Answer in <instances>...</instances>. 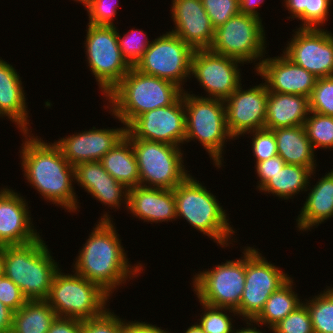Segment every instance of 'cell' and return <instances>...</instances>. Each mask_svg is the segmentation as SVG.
Listing matches in <instances>:
<instances>
[{
  "mask_svg": "<svg viewBox=\"0 0 333 333\" xmlns=\"http://www.w3.org/2000/svg\"><path fill=\"white\" fill-rule=\"evenodd\" d=\"M24 87L15 68L0 59V117H8L20 132L29 131L28 110Z\"/></svg>",
  "mask_w": 333,
  "mask_h": 333,
  "instance_id": "obj_24",
  "label": "cell"
},
{
  "mask_svg": "<svg viewBox=\"0 0 333 333\" xmlns=\"http://www.w3.org/2000/svg\"><path fill=\"white\" fill-rule=\"evenodd\" d=\"M121 319L106 309L100 316L82 321V333H121Z\"/></svg>",
  "mask_w": 333,
  "mask_h": 333,
  "instance_id": "obj_42",
  "label": "cell"
},
{
  "mask_svg": "<svg viewBox=\"0 0 333 333\" xmlns=\"http://www.w3.org/2000/svg\"><path fill=\"white\" fill-rule=\"evenodd\" d=\"M28 209L23 196L8 187L0 189V246L23 245L40 237Z\"/></svg>",
  "mask_w": 333,
  "mask_h": 333,
  "instance_id": "obj_18",
  "label": "cell"
},
{
  "mask_svg": "<svg viewBox=\"0 0 333 333\" xmlns=\"http://www.w3.org/2000/svg\"><path fill=\"white\" fill-rule=\"evenodd\" d=\"M315 297V298H314ZM303 303L307 306L314 333H333V288Z\"/></svg>",
  "mask_w": 333,
  "mask_h": 333,
  "instance_id": "obj_33",
  "label": "cell"
},
{
  "mask_svg": "<svg viewBox=\"0 0 333 333\" xmlns=\"http://www.w3.org/2000/svg\"><path fill=\"white\" fill-rule=\"evenodd\" d=\"M4 268V246H0V277L3 275Z\"/></svg>",
  "mask_w": 333,
  "mask_h": 333,
  "instance_id": "obj_51",
  "label": "cell"
},
{
  "mask_svg": "<svg viewBox=\"0 0 333 333\" xmlns=\"http://www.w3.org/2000/svg\"><path fill=\"white\" fill-rule=\"evenodd\" d=\"M184 107L186 112L184 143L198 139L213 160L214 166L220 168L223 164L222 151L225 140H235L227 128L225 102L196 96L184 90Z\"/></svg>",
  "mask_w": 333,
  "mask_h": 333,
  "instance_id": "obj_6",
  "label": "cell"
},
{
  "mask_svg": "<svg viewBox=\"0 0 333 333\" xmlns=\"http://www.w3.org/2000/svg\"><path fill=\"white\" fill-rule=\"evenodd\" d=\"M278 155L286 164L316 169L315 150L304 125L273 129Z\"/></svg>",
  "mask_w": 333,
  "mask_h": 333,
  "instance_id": "obj_27",
  "label": "cell"
},
{
  "mask_svg": "<svg viewBox=\"0 0 333 333\" xmlns=\"http://www.w3.org/2000/svg\"><path fill=\"white\" fill-rule=\"evenodd\" d=\"M205 310L203 315L198 319V324L205 333H234V325L232 324V316L229 317V311L235 315L237 312L230 308L213 307L200 302ZM232 322V323H231Z\"/></svg>",
  "mask_w": 333,
  "mask_h": 333,
  "instance_id": "obj_35",
  "label": "cell"
},
{
  "mask_svg": "<svg viewBox=\"0 0 333 333\" xmlns=\"http://www.w3.org/2000/svg\"><path fill=\"white\" fill-rule=\"evenodd\" d=\"M285 164L286 163L279 155L257 162L255 164V171L260 179L256 186L257 189H260L272 176L277 174Z\"/></svg>",
  "mask_w": 333,
  "mask_h": 333,
  "instance_id": "obj_44",
  "label": "cell"
},
{
  "mask_svg": "<svg viewBox=\"0 0 333 333\" xmlns=\"http://www.w3.org/2000/svg\"><path fill=\"white\" fill-rule=\"evenodd\" d=\"M310 167L299 165L285 164L277 174L272 176L259 191L271 193L284 200L291 199L301 191H307L310 186V180L314 175ZM308 185V186H307ZM307 189V190H306Z\"/></svg>",
  "mask_w": 333,
  "mask_h": 333,
  "instance_id": "obj_29",
  "label": "cell"
},
{
  "mask_svg": "<svg viewBox=\"0 0 333 333\" xmlns=\"http://www.w3.org/2000/svg\"><path fill=\"white\" fill-rule=\"evenodd\" d=\"M309 188L305 203L297 216V230L307 231L333 217V171L322 176Z\"/></svg>",
  "mask_w": 333,
  "mask_h": 333,
  "instance_id": "obj_26",
  "label": "cell"
},
{
  "mask_svg": "<svg viewBox=\"0 0 333 333\" xmlns=\"http://www.w3.org/2000/svg\"><path fill=\"white\" fill-rule=\"evenodd\" d=\"M117 26L87 25L85 54L90 71L106 96L132 68L120 51Z\"/></svg>",
  "mask_w": 333,
  "mask_h": 333,
  "instance_id": "obj_9",
  "label": "cell"
},
{
  "mask_svg": "<svg viewBox=\"0 0 333 333\" xmlns=\"http://www.w3.org/2000/svg\"><path fill=\"white\" fill-rule=\"evenodd\" d=\"M112 222L108 213L101 216L80 249L74 261L75 271H72L96 283L109 296H112L117 286L119 288L128 278L131 280L133 276L138 277L136 274L144 270L141 263L134 267L129 264Z\"/></svg>",
  "mask_w": 333,
  "mask_h": 333,
  "instance_id": "obj_1",
  "label": "cell"
},
{
  "mask_svg": "<svg viewBox=\"0 0 333 333\" xmlns=\"http://www.w3.org/2000/svg\"><path fill=\"white\" fill-rule=\"evenodd\" d=\"M234 333H246V327L242 328V329H237V330H235Z\"/></svg>",
  "mask_w": 333,
  "mask_h": 333,
  "instance_id": "obj_52",
  "label": "cell"
},
{
  "mask_svg": "<svg viewBox=\"0 0 333 333\" xmlns=\"http://www.w3.org/2000/svg\"><path fill=\"white\" fill-rule=\"evenodd\" d=\"M74 1H77V3H82L84 0H74Z\"/></svg>",
  "mask_w": 333,
  "mask_h": 333,
  "instance_id": "obj_53",
  "label": "cell"
},
{
  "mask_svg": "<svg viewBox=\"0 0 333 333\" xmlns=\"http://www.w3.org/2000/svg\"><path fill=\"white\" fill-rule=\"evenodd\" d=\"M182 93L176 84L132 67L105 99L109 113L127 127L141 114L173 104Z\"/></svg>",
  "mask_w": 333,
  "mask_h": 333,
  "instance_id": "obj_3",
  "label": "cell"
},
{
  "mask_svg": "<svg viewBox=\"0 0 333 333\" xmlns=\"http://www.w3.org/2000/svg\"><path fill=\"white\" fill-rule=\"evenodd\" d=\"M214 29L240 13L239 0H202Z\"/></svg>",
  "mask_w": 333,
  "mask_h": 333,
  "instance_id": "obj_40",
  "label": "cell"
},
{
  "mask_svg": "<svg viewBox=\"0 0 333 333\" xmlns=\"http://www.w3.org/2000/svg\"><path fill=\"white\" fill-rule=\"evenodd\" d=\"M185 333H205V332L198 323H195L194 325L190 326L185 331Z\"/></svg>",
  "mask_w": 333,
  "mask_h": 333,
  "instance_id": "obj_50",
  "label": "cell"
},
{
  "mask_svg": "<svg viewBox=\"0 0 333 333\" xmlns=\"http://www.w3.org/2000/svg\"><path fill=\"white\" fill-rule=\"evenodd\" d=\"M83 6L88 12L89 23L96 26H115L118 0H84Z\"/></svg>",
  "mask_w": 333,
  "mask_h": 333,
  "instance_id": "obj_39",
  "label": "cell"
},
{
  "mask_svg": "<svg viewBox=\"0 0 333 333\" xmlns=\"http://www.w3.org/2000/svg\"><path fill=\"white\" fill-rule=\"evenodd\" d=\"M283 55L317 78L333 76V34L325 29L297 28Z\"/></svg>",
  "mask_w": 333,
  "mask_h": 333,
  "instance_id": "obj_16",
  "label": "cell"
},
{
  "mask_svg": "<svg viewBox=\"0 0 333 333\" xmlns=\"http://www.w3.org/2000/svg\"><path fill=\"white\" fill-rule=\"evenodd\" d=\"M309 103L310 111L333 116V76L317 79Z\"/></svg>",
  "mask_w": 333,
  "mask_h": 333,
  "instance_id": "obj_37",
  "label": "cell"
},
{
  "mask_svg": "<svg viewBox=\"0 0 333 333\" xmlns=\"http://www.w3.org/2000/svg\"><path fill=\"white\" fill-rule=\"evenodd\" d=\"M249 133L253 135L251 150L256 159V163L278 155L277 143L273 130L263 128L245 134L249 135Z\"/></svg>",
  "mask_w": 333,
  "mask_h": 333,
  "instance_id": "obj_41",
  "label": "cell"
},
{
  "mask_svg": "<svg viewBox=\"0 0 333 333\" xmlns=\"http://www.w3.org/2000/svg\"><path fill=\"white\" fill-rule=\"evenodd\" d=\"M271 330L273 333H314L307 306L302 303Z\"/></svg>",
  "mask_w": 333,
  "mask_h": 333,
  "instance_id": "obj_38",
  "label": "cell"
},
{
  "mask_svg": "<svg viewBox=\"0 0 333 333\" xmlns=\"http://www.w3.org/2000/svg\"><path fill=\"white\" fill-rule=\"evenodd\" d=\"M0 301L13 312H16L28 300L13 281L2 275L0 277Z\"/></svg>",
  "mask_w": 333,
  "mask_h": 333,
  "instance_id": "obj_43",
  "label": "cell"
},
{
  "mask_svg": "<svg viewBox=\"0 0 333 333\" xmlns=\"http://www.w3.org/2000/svg\"><path fill=\"white\" fill-rule=\"evenodd\" d=\"M61 271L55 274L46 299L57 317L83 321L100 316L107 309L110 296L96 283L75 272Z\"/></svg>",
  "mask_w": 333,
  "mask_h": 333,
  "instance_id": "obj_7",
  "label": "cell"
},
{
  "mask_svg": "<svg viewBox=\"0 0 333 333\" xmlns=\"http://www.w3.org/2000/svg\"><path fill=\"white\" fill-rule=\"evenodd\" d=\"M293 283V279L290 277L270 295L263 310L254 319L255 324L258 326L259 324L260 326L263 324L269 325L270 330L303 303L302 300L300 301L298 294L292 289Z\"/></svg>",
  "mask_w": 333,
  "mask_h": 333,
  "instance_id": "obj_31",
  "label": "cell"
},
{
  "mask_svg": "<svg viewBox=\"0 0 333 333\" xmlns=\"http://www.w3.org/2000/svg\"><path fill=\"white\" fill-rule=\"evenodd\" d=\"M264 31L261 19L239 13L215 29L214 41L209 49L244 64L254 61L257 70L266 53ZM257 60L259 62L255 63Z\"/></svg>",
  "mask_w": 333,
  "mask_h": 333,
  "instance_id": "obj_10",
  "label": "cell"
},
{
  "mask_svg": "<svg viewBox=\"0 0 333 333\" xmlns=\"http://www.w3.org/2000/svg\"><path fill=\"white\" fill-rule=\"evenodd\" d=\"M127 210L144 222H170L177 219L173 189L136 186L128 189Z\"/></svg>",
  "mask_w": 333,
  "mask_h": 333,
  "instance_id": "obj_23",
  "label": "cell"
},
{
  "mask_svg": "<svg viewBox=\"0 0 333 333\" xmlns=\"http://www.w3.org/2000/svg\"><path fill=\"white\" fill-rule=\"evenodd\" d=\"M104 169L128 189L140 183L139 169L131 141L124 136L100 160Z\"/></svg>",
  "mask_w": 333,
  "mask_h": 333,
  "instance_id": "obj_28",
  "label": "cell"
},
{
  "mask_svg": "<svg viewBox=\"0 0 333 333\" xmlns=\"http://www.w3.org/2000/svg\"><path fill=\"white\" fill-rule=\"evenodd\" d=\"M194 178L189 175L173 189L177 219L183 217L194 229L225 248L232 243L235 231L216 196Z\"/></svg>",
  "mask_w": 333,
  "mask_h": 333,
  "instance_id": "obj_5",
  "label": "cell"
},
{
  "mask_svg": "<svg viewBox=\"0 0 333 333\" xmlns=\"http://www.w3.org/2000/svg\"><path fill=\"white\" fill-rule=\"evenodd\" d=\"M333 0H284V6L291 17L302 20L299 28L320 29L328 21L330 5Z\"/></svg>",
  "mask_w": 333,
  "mask_h": 333,
  "instance_id": "obj_32",
  "label": "cell"
},
{
  "mask_svg": "<svg viewBox=\"0 0 333 333\" xmlns=\"http://www.w3.org/2000/svg\"><path fill=\"white\" fill-rule=\"evenodd\" d=\"M241 85L224 101L229 133L234 139L242 134L263 129L266 122L268 88L262 82L257 86L242 89Z\"/></svg>",
  "mask_w": 333,
  "mask_h": 333,
  "instance_id": "obj_17",
  "label": "cell"
},
{
  "mask_svg": "<svg viewBox=\"0 0 333 333\" xmlns=\"http://www.w3.org/2000/svg\"><path fill=\"white\" fill-rule=\"evenodd\" d=\"M74 178L80 187L105 206L120 209L118 207L125 201V209L128 208V188L115 180L100 161L78 163L74 166Z\"/></svg>",
  "mask_w": 333,
  "mask_h": 333,
  "instance_id": "obj_22",
  "label": "cell"
},
{
  "mask_svg": "<svg viewBox=\"0 0 333 333\" xmlns=\"http://www.w3.org/2000/svg\"><path fill=\"white\" fill-rule=\"evenodd\" d=\"M139 169L140 186L174 189L190 174L183 165L179 146L142 139H129Z\"/></svg>",
  "mask_w": 333,
  "mask_h": 333,
  "instance_id": "obj_8",
  "label": "cell"
},
{
  "mask_svg": "<svg viewBox=\"0 0 333 333\" xmlns=\"http://www.w3.org/2000/svg\"><path fill=\"white\" fill-rule=\"evenodd\" d=\"M246 321V323L248 324L247 326L248 327H246V333H264V331L262 332V331H259V329H257L255 326L254 327H252L253 326V323H254V320H250V319H248V320H245ZM252 325V326H251ZM251 326V327H250Z\"/></svg>",
  "mask_w": 333,
  "mask_h": 333,
  "instance_id": "obj_49",
  "label": "cell"
},
{
  "mask_svg": "<svg viewBox=\"0 0 333 333\" xmlns=\"http://www.w3.org/2000/svg\"><path fill=\"white\" fill-rule=\"evenodd\" d=\"M243 257L226 260L212 268L195 274L193 290L199 302L213 307L237 310L245 284V247Z\"/></svg>",
  "mask_w": 333,
  "mask_h": 333,
  "instance_id": "obj_12",
  "label": "cell"
},
{
  "mask_svg": "<svg viewBox=\"0 0 333 333\" xmlns=\"http://www.w3.org/2000/svg\"><path fill=\"white\" fill-rule=\"evenodd\" d=\"M59 269L41 236L27 244L4 246L3 275L21 289L27 300H46Z\"/></svg>",
  "mask_w": 333,
  "mask_h": 333,
  "instance_id": "obj_4",
  "label": "cell"
},
{
  "mask_svg": "<svg viewBox=\"0 0 333 333\" xmlns=\"http://www.w3.org/2000/svg\"><path fill=\"white\" fill-rule=\"evenodd\" d=\"M259 249L245 247V284L238 316L254 320L263 310L270 295L290 277L278 266L268 262Z\"/></svg>",
  "mask_w": 333,
  "mask_h": 333,
  "instance_id": "obj_13",
  "label": "cell"
},
{
  "mask_svg": "<svg viewBox=\"0 0 333 333\" xmlns=\"http://www.w3.org/2000/svg\"><path fill=\"white\" fill-rule=\"evenodd\" d=\"M126 135V126L116 129H89L60 138L55 143L73 166L81 162L100 161Z\"/></svg>",
  "mask_w": 333,
  "mask_h": 333,
  "instance_id": "obj_21",
  "label": "cell"
},
{
  "mask_svg": "<svg viewBox=\"0 0 333 333\" xmlns=\"http://www.w3.org/2000/svg\"><path fill=\"white\" fill-rule=\"evenodd\" d=\"M118 31L119 30L117 29V38L120 51L122 52V55L127 63L131 67H135V65L144 55V52L148 49L151 42L148 41V37H145L147 34L143 30H134L133 28L131 31H128L126 34H124L123 37L121 34L119 35Z\"/></svg>",
  "mask_w": 333,
  "mask_h": 333,
  "instance_id": "obj_36",
  "label": "cell"
},
{
  "mask_svg": "<svg viewBox=\"0 0 333 333\" xmlns=\"http://www.w3.org/2000/svg\"><path fill=\"white\" fill-rule=\"evenodd\" d=\"M309 113L308 97L268 91L264 128L273 130L304 125Z\"/></svg>",
  "mask_w": 333,
  "mask_h": 333,
  "instance_id": "obj_25",
  "label": "cell"
},
{
  "mask_svg": "<svg viewBox=\"0 0 333 333\" xmlns=\"http://www.w3.org/2000/svg\"><path fill=\"white\" fill-rule=\"evenodd\" d=\"M256 73L264 79L268 91L310 97L317 77L291 62L283 54L263 58Z\"/></svg>",
  "mask_w": 333,
  "mask_h": 333,
  "instance_id": "obj_20",
  "label": "cell"
},
{
  "mask_svg": "<svg viewBox=\"0 0 333 333\" xmlns=\"http://www.w3.org/2000/svg\"><path fill=\"white\" fill-rule=\"evenodd\" d=\"M170 11L175 24L172 33L194 50L212 46L215 29L202 0H172Z\"/></svg>",
  "mask_w": 333,
  "mask_h": 333,
  "instance_id": "obj_19",
  "label": "cell"
},
{
  "mask_svg": "<svg viewBox=\"0 0 333 333\" xmlns=\"http://www.w3.org/2000/svg\"><path fill=\"white\" fill-rule=\"evenodd\" d=\"M47 333H82V321L73 318L56 317Z\"/></svg>",
  "mask_w": 333,
  "mask_h": 333,
  "instance_id": "obj_45",
  "label": "cell"
},
{
  "mask_svg": "<svg viewBox=\"0 0 333 333\" xmlns=\"http://www.w3.org/2000/svg\"><path fill=\"white\" fill-rule=\"evenodd\" d=\"M14 312L0 301V333H11Z\"/></svg>",
  "mask_w": 333,
  "mask_h": 333,
  "instance_id": "obj_47",
  "label": "cell"
},
{
  "mask_svg": "<svg viewBox=\"0 0 333 333\" xmlns=\"http://www.w3.org/2000/svg\"><path fill=\"white\" fill-rule=\"evenodd\" d=\"M29 132H21L25 137L20 151L25 179L47 202L76 212L79 202L72 186L74 166L55 142L47 143Z\"/></svg>",
  "mask_w": 333,
  "mask_h": 333,
  "instance_id": "obj_2",
  "label": "cell"
},
{
  "mask_svg": "<svg viewBox=\"0 0 333 333\" xmlns=\"http://www.w3.org/2000/svg\"><path fill=\"white\" fill-rule=\"evenodd\" d=\"M193 52L190 45L168 31L151 41L135 68L142 73L170 81L184 91V81L187 77L191 78Z\"/></svg>",
  "mask_w": 333,
  "mask_h": 333,
  "instance_id": "obj_11",
  "label": "cell"
},
{
  "mask_svg": "<svg viewBox=\"0 0 333 333\" xmlns=\"http://www.w3.org/2000/svg\"><path fill=\"white\" fill-rule=\"evenodd\" d=\"M264 0H239L240 13L251 15L261 19L260 13L257 11V6L263 3Z\"/></svg>",
  "mask_w": 333,
  "mask_h": 333,
  "instance_id": "obj_48",
  "label": "cell"
},
{
  "mask_svg": "<svg viewBox=\"0 0 333 333\" xmlns=\"http://www.w3.org/2000/svg\"><path fill=\"white\" fill-rule=\"evenodd\" d=\"M56 317L46 300H28L14 312L11 333H47Z\"/></svg>",
  "mask_w": 333,
  "mask_h": 333,
  "instance_id": "obj_30",
  "label": "cell"
},
{
  "mask_svg": "<svg viewBox=\"0 0 333 333\" xmlns=\"http://www.w3.org/2000/svg\"><path fill=\"white\" fill-rule=\"evenodd\" d=\"M304 127L314 150L316 148H333V116L310 111Z\"/></svg>",
  "mask_w": 333,
  "mask_h": 333,
  "instance_id": "obj_34",
  "label": "cell"
},
{
  "mask_svg": "<svg viewBox=\"0 0 333 333\" xmlns=\"http://www.w3.org/2000/svg\"><path fill=\"white\" fill-rule=\"evenodd\" d=\"M121 333H171L146 322L121 320Z\"/></svg>",
  "mask_w": 333,
  "mask_h": 333,
  "instance_id": "obj_46",
  "label": "cell"
},
{
  "mask_svg": "<svg viewBox=\"0 0 333 333\" xmlns=\"http://www.w3.org/2000/svg\"><path fill=\"white\" fill-rule=\"evenodd\" d=\"M241 61L216 54L210 49L194 50L191 77H195L208 95L205 98L225 101L241 84L238 68ZM208 96V97H207Z\"/></svg>",
  "mask_w": 333,
  "mask_h": 333,
  "instance_id": "obj_15",
  "label": "cell"
},
{
  "mask_svg": "<svg viewBox=\"0 0 333 333\" xmlns=\"http://www.w3.org/2000/svg\"><path fill=\"white\" fill-rule=\"evenodd\" d=\"M186 135V112L184 91L171 105L147 111L136 117L126 127L128 139L162 142L174 146L184 144Z\"/></svg>",
  "mask_w": 333,
  "mask_h": 333,
  "instance_id": "obj_14",
  "label": "cell"
}]
</instances>
